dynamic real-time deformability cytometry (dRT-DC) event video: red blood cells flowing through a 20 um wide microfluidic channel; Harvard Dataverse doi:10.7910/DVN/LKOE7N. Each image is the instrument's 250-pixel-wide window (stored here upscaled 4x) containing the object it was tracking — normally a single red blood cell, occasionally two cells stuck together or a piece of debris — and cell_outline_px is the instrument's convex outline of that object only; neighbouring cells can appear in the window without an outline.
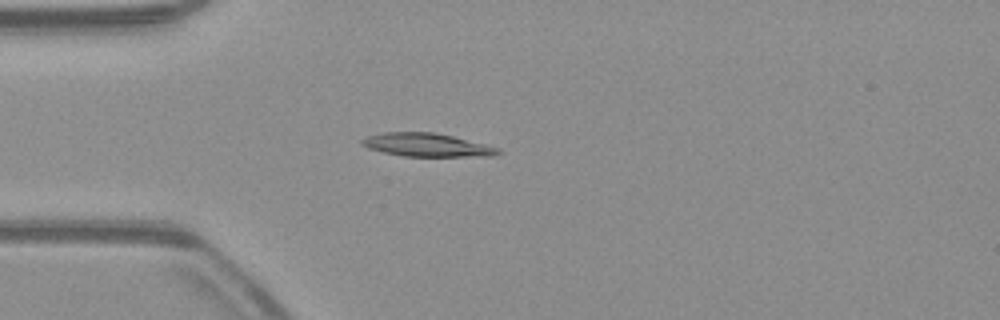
{"species": "common noctule bat (a hibernating species)", "species_latin": "Nyctalus noctula", "temperature_condition": "warm", "stored_images_in_passage": 23, "camera_frame_rate_fps": 3000, "um_per_image_px": 0.085, "animal": {"sex": "male", "body_mass_g": 23.1, "forearm_length_mm": 52.7}, "frame": {"image": 1, "passage_image": 11, "time_ms": 3.333, "image_size_px": [1000, 320], "cell_outline_px": [[500, 152], [492, 156], [404, 156], [384, 152], [368, 148], [360, 144], [360, 140], [368, 136], [380, 132], [436, 132], [500, 148]], "centroid_in_image_um": [36.24, 12.31], "position_along_channel_um": 48.8, "area_um2": 18.38}}
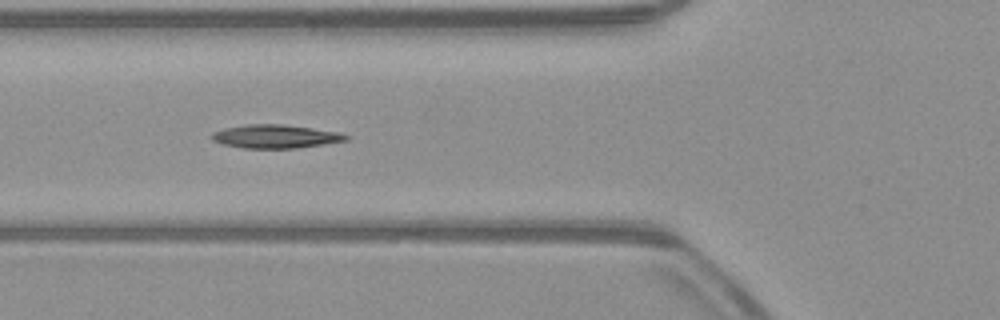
{"frame": {"image": 2, "passage_image": 16, "time_ms": 5.0, "image_size_px": [1000, 320], "cell_outline_px": [[348, 140], [324, 144], [296, 148], [244, 148], [224, 144], [212, 140], [208, 136], [212, 132], [224, 128], [244, 124], [284, 124], [340, 132], [348, 136]], "centroid_in_image_um": [23.38, 11.59], "position_along_channel_um": 102.4, "area_um2": 18.44}}
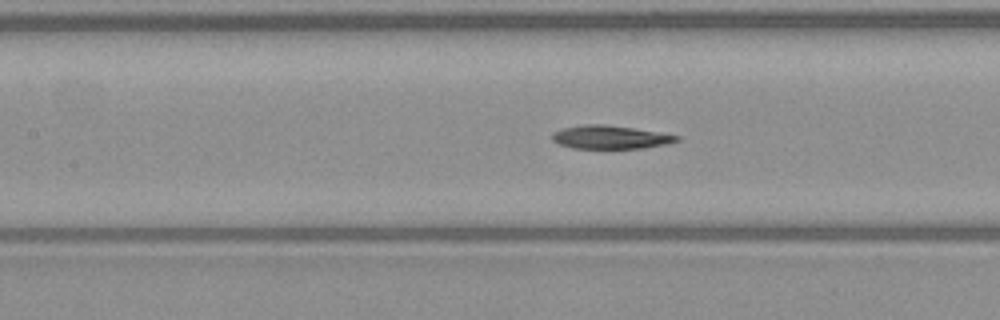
{"frame": {"image": 3, "passage_image": 20, "time_ms": 6.333, "image_size_px": [1000, 320], "cell_outline_px": [[680, 140], [668, 144], [644, 148], [572, 148], [560, 144], [552, 140], [552, 132], [564, 128], [584, 124], [604, 124], [632, 128], [680, 136]], "centroid_in_image_um": [51.87, 11.66], "position_along_channel_um": 155.5, "area_um2": 16.82}}